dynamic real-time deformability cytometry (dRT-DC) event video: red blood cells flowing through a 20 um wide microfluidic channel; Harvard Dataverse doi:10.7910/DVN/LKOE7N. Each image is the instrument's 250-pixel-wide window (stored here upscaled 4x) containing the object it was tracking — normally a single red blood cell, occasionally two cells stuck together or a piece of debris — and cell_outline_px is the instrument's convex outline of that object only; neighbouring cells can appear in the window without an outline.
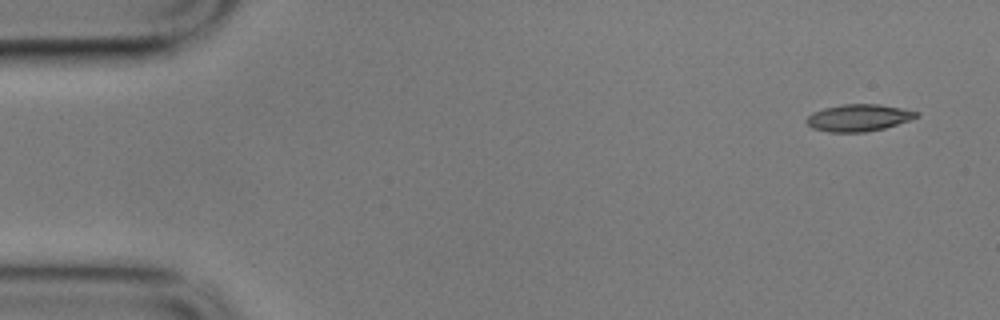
{"species": "common noctule bat (a hibernating species)", "species_latin": "Nyctalus noctula", "temperature_condition": "cold", "stored_images_in_passage": 5, "camera_frame_rate_fps": 3000, "um_per_image_px": 0.085, "animal": {"sex": "male", "body_mass_g": 17.9}, "frame": {"image": 1, "passage_image": 1, "time_ms": 0.0, "image_size_px": [1000, 320], "cell_outline_px": [[920, 116], [884, 128], [864, 132], [828, 132], [812, 128], [804, 120], [812, 112], [824, 108], [844, 104], [880, 104], [920, 112]], "centroid_in_image_um": [72.96, 10.0], "position_along_channel_um": 12.0, "area_um2": 17.22}}